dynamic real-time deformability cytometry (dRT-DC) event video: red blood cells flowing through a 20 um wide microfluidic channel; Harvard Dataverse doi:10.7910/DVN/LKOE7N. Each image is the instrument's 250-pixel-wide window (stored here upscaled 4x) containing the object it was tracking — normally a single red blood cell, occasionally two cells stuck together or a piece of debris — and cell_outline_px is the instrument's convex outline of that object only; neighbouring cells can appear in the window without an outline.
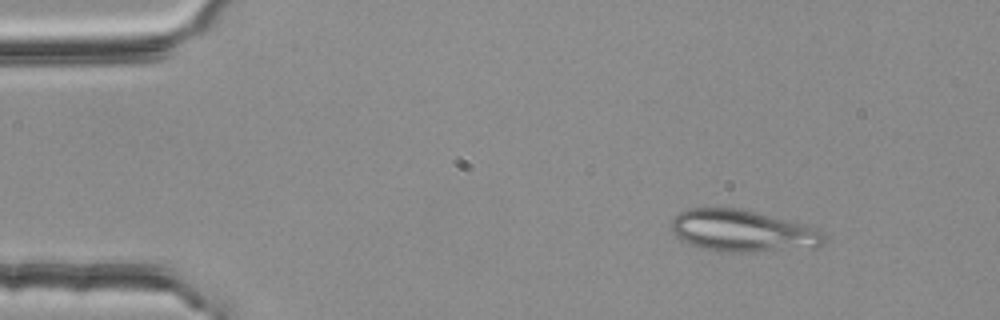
{"species": "common noctule bat (a hibernating species)", "species_latin": "Nyctalus noctula", "temperature_condition": "room temperature", "stored_images_in_passage": 52, "camera_frame_rate_fps": 3000, "um_per_image_px": 0.085, "animal": {"sex": "female", "body_mass_g": 25.1}, "frame": {"image": 1, "passage_image": 6, "time_ms": 1.667, "image_size_px": [1000, 320], "cell_outline_px": [[824, 244], [752, 252], [716, 252], [688, 244], [680, 240], [672, 232], [672, 220], [680, 212], [688, 208], [736, 208], [804, 224], [820, 232], [824, 236]], "centroid_in_image_um": [62.98, 19.62], "position_along_channel_um": 22.0, "area_um2": 36.36}}
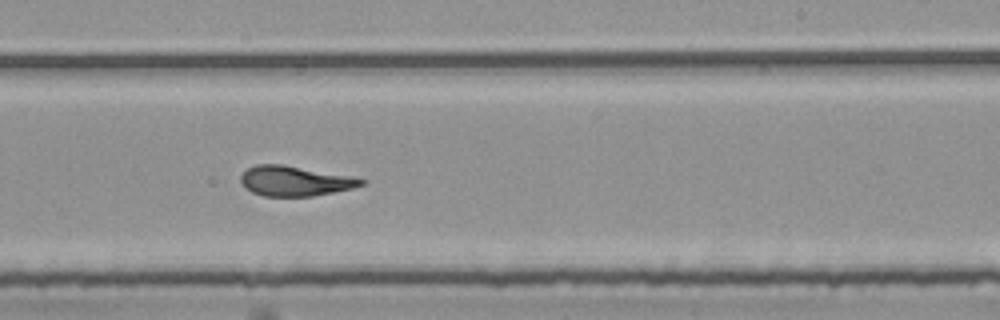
{"frame": {"image": 2, "passage_image": 32, "time_ms": 10.333, "image_size_px": [1000, 320], "cell_outline_px": [[364, 184], [352, 188], [312, 196], [264, 196], [252, 192], [244, 188], [240, 180], [240, 176], [248, 168], [256, 164], [284, 164], [364, 180]], "centroid_in_image_um": [24.95, 15.39], "position_along_channel_um": 264.0, "area_um2": 20.58}}
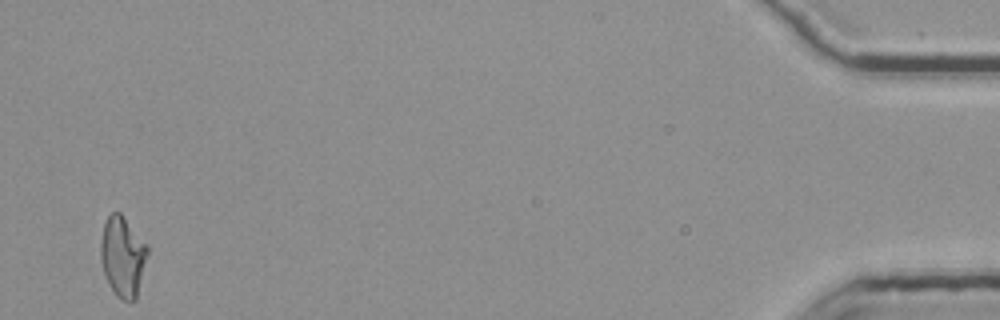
{"frame": {"image": 3, "passage_image": 52, "time_ms": 17.0, "image_size_px": [1000, 320], "cell_outline_px": [[148, 252], [136, 300], [128, 304], [116, 296], [112, 292], [104, 276], [100, 260], [100, 240], [104, 224], [108, 216], [112, 212], [120, 212], [148, 248]], "centroid_in_image_um": [10.39, 21.87], "position_along_channel_um": 424.8, "area_um2": 22.02}, "authors_computed_cell_mechanics": {"area_um2": 21.675, "velocity_mm_per_s": 3.7545, "shape_relaxation_time_tau1_ms": 6.8553, "shape_relaxation_time_tau2_ms": 1.4869, "deformation_change_tau1": 0.2226, "deformation_change_tau2": 0.0972}}